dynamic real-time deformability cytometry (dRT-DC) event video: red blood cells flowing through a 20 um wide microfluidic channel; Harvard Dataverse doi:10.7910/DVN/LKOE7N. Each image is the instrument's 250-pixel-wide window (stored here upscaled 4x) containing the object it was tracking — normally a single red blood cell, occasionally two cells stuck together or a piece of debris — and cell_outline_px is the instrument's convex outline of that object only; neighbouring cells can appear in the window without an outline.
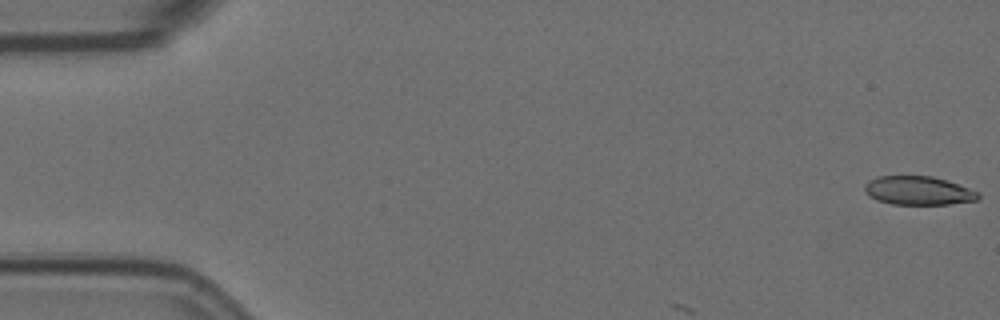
{"species": "Egyptian fruit bat (a non-hibernating species)", "species_latin": "Rousettus aegyptiacus", "temperature_condition": "room temperature", "stored_images_in_passage": 4, "camera_frame_rate_fps": 3000, "um_per_image_px": 0.085, "animal": {"sex": "female"}, "frame": {"image": 1, "passage_image": 1, "time_ms": 0.0, "image_size_px": [1000, 320], "cell_outline_px": [[980, 196], [976, 200], [948, 204], [892, 204], [876, 200], [868, 196], [864, 192], [864, 184], [868, 180], [880, 176], [932, 176], [968, 188], [976, 192]], "centroid_in_image_um": [77.97, 16.2], "position_along_channel_um": 7.0, "area_um2": 18.79}}